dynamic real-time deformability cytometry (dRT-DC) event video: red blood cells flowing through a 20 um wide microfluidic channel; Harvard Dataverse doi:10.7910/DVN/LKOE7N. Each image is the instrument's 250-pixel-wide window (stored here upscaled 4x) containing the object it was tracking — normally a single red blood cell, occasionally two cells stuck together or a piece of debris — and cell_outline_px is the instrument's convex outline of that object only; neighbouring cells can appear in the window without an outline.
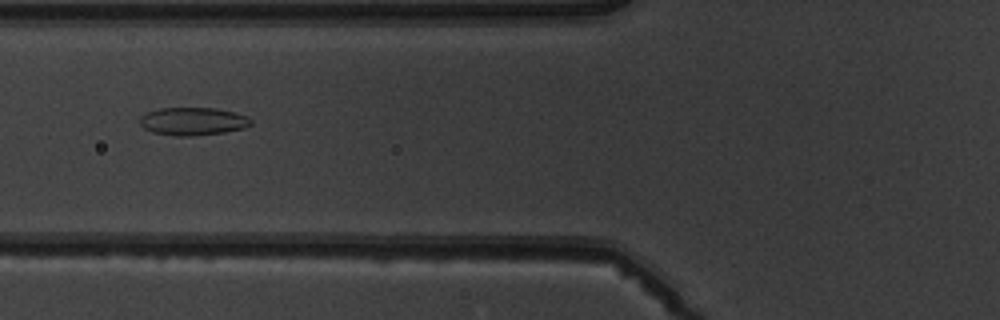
{"species": "common noctule bat (a hibernating species)", "species_latin": "Nyctalus noctula", "temperature_condition": "warm", "stored_images_in_passage": 6, "camera_frame_rate_fps": 3000, "um_per_image_px": 0.085, "animal": {"sex": "male", "body_mass_g": 19.5, "forearm_length_mm": 54.6}, "frame": {"image": 1, "passage_image": 6, "time_ms": 6.0, "image_size_px": [1000, 320], "cell_outline_px": [[252, 124], [244, 128], [224, 132], [192, 136], [176, 136], [152, 132], [144, 128], [140, 124], [140, 116], [148, 112], [160, 108], [216, 108], [248, 116], [252, 120]], "centroid_in_image_um": [16.4, 10.31], "position_along_channel_um": 109.4, "area_um2": 18.03}}